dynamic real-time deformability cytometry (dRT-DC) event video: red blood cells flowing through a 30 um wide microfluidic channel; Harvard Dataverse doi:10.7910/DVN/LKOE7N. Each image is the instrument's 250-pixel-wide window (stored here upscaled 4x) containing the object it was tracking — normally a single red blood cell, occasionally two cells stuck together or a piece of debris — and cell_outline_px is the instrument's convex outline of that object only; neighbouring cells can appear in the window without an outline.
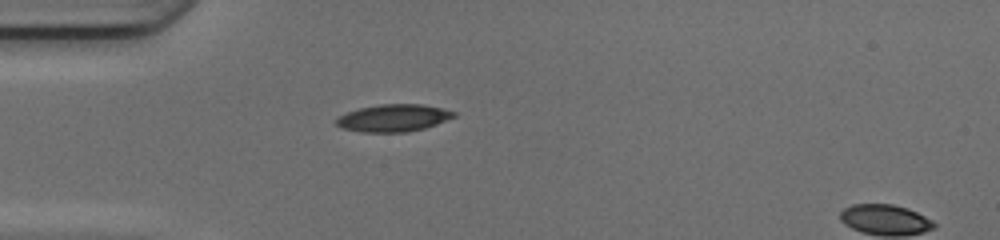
{"species": "common noctule bat (a hibernating species)", "species_latin": "Nyctalus noctula", "temperature_condition": "cold", "stored_images_in_passage": 37, "segment_of_instrument_passage": [1, 2], "camera_frame_rate_fps": 3000, "um_per_image_px": 0.085, "animal": {"sex": "female", "body_mass_g": 17.0, "forearm_length_mm": 48.0}, "frame": {"image": 1, "passage_image": 1, "time_ms": 0.0, "image_size_px": [1000, 240], "cell_outline_px": [[456, 116], [436, 124], [424, 128], [408, 132], [364, 132], [344, 128], [336, 124], [336, 120], [340, 116], [348, 112], [360, 108], [380, 104], [424, 104], [456, 112]], "centroid_in_image_um": [33.47, 10.02], "position_along_channel_um": 51.5, "area_um2": 18.44}}
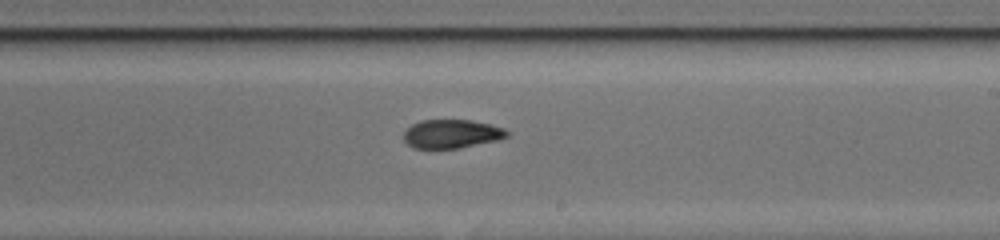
{"frame": {"image": 2, "passage_image": 16, "time_ms": 5.0, "image_size_px": [1000, 240], "cell_outline_px": [[508, 136], [500, 140], [460, 148], [412, 148], [404, 140], [404, 132], [412, 124], [420, 120], [472, 120], [504, 128], [508, 132]], "centroid_in_image_um": [38.4, 11.38], "position_along_channel_um": 250.6, "area_um2": 17.28}}
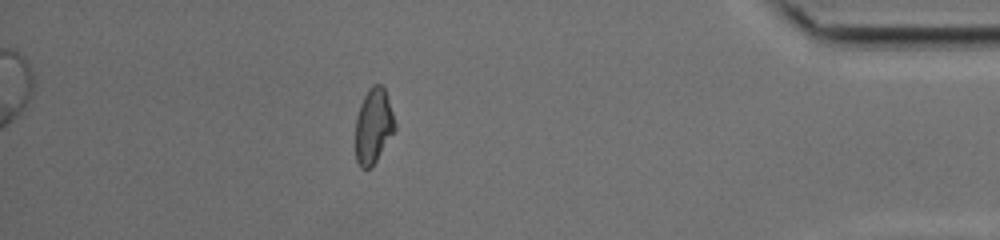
{"frame": {"image": 3, "passage_image": 30, "time_ms": 9.667, "image_size_px": [1000, 240], "cell_outline_px": [[396, 128], [376, 160], [368, 168], [360, 168], [356, 160], [356, 116], [360, 104], [368, 88], [372, 84], [380, 84], [384, 88], [396, 124]], "centroid_in_image_um": [31.73, 10.68], "position_along_channel_um": 403.5, "area_um2": 16.99}}